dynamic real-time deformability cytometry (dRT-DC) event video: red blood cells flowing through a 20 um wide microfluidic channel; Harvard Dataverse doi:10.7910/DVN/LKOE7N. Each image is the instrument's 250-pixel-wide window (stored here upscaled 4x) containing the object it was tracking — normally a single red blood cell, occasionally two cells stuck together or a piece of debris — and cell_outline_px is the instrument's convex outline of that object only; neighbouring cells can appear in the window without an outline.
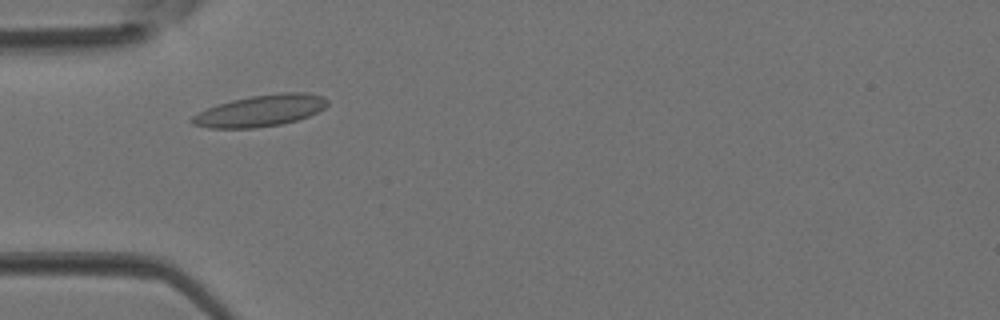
{"species": "Egyptian fruit bat (a non-hibernating species)", "species_latin": "Rousettus aegyptiacus", "temperature_condition": "room temperature", "stored_images_in_passage": 1, "camera_frame_rate_fps": 3000, "um_per_image_px": 0.085, "animal": {"sex": "female"}, "frame": {"image": 1, "passage_image": 1, "time_ms": 0.0, "image_size_px": [1000, 320], "cell_outline_px": [[328, 104], [324, 108], [308, 116], [296, 120], [280, 124], [256, 128], [208, 128], [192, 124], [188, 120], [192, 116], [208, 108], [232, 100], [252, 96], [280, 92], [308, 92], [324, 96], [328, 100]], "centroid_in_image_um": [22.15, 9.41], "position_along_channel_um": 62.8, "area_um2": 24.8}}